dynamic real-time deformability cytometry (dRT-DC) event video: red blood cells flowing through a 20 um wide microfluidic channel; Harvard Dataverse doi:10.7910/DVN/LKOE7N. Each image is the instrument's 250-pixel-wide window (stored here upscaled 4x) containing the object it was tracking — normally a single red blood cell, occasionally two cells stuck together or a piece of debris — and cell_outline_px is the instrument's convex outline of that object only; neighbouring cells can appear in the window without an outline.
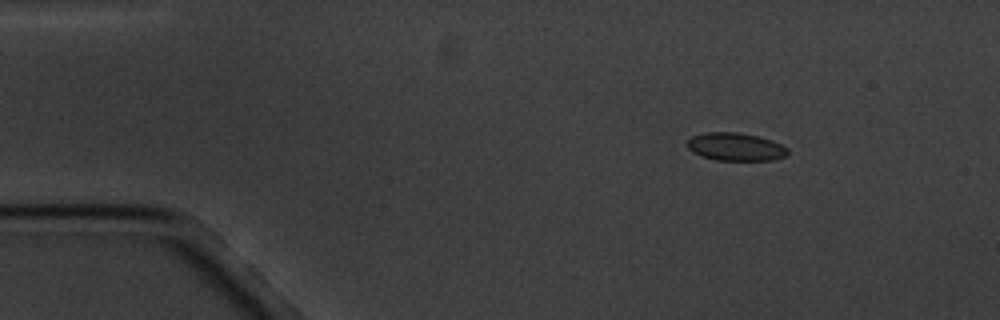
{"species": "common noctule bat (a hibernating species)", "species_latin": "Nyctalus noctula", "temperature_condition": "cold", "stored_images_in_passage": 11, "camera_frame_rate_fps": 3000, "um_per_image_px": 0.085, "animal": {"sex": "male", "body_mass_g": 20.1, "forearm_length_mm": 53.5}, "frame": {"image": 1, "passage_image": 2, "time_ms": 2.0, "image_size_px": [1000, 320], "cell_outline_px": [[788, 156], [772, 160], [716, 160], [700, 156], [692, 152], [684, 144], [692, 136], [704, 132], [736, 132], [756, 136], [772, 140], [788, 148]], "centroid_in_image_um": [62.49, 12.48], "position_along_channel_um": 22.5, "area_um2": 16.53}}
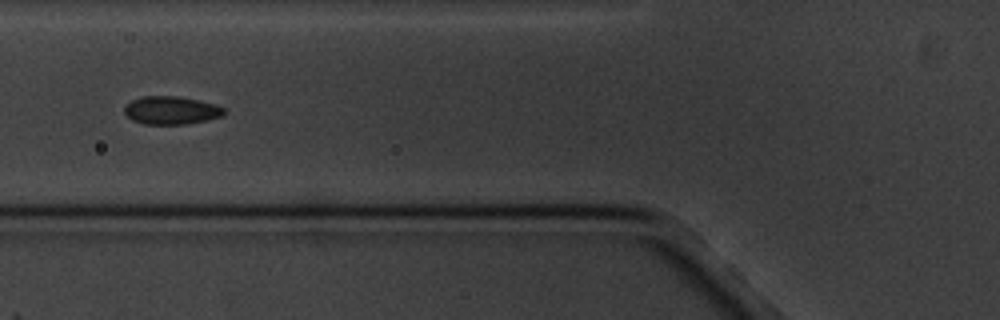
{"frame": {"image": 2, "passage_image": 6, "time_ms": 6.667, "image_size_px": [1000, 320], "cell_outline_px": [[224, 116], [184, 124], [144, 124], [132, 120], [124, 112], [124, 104], [132, 100], [144, 96], [176, 96], [196, 100], [212, 104], [224, 108]], "centroid_in_image_um": [14.49, 9.38], "position_along_channel_um": 111.3, "area_um2": 16.07}}
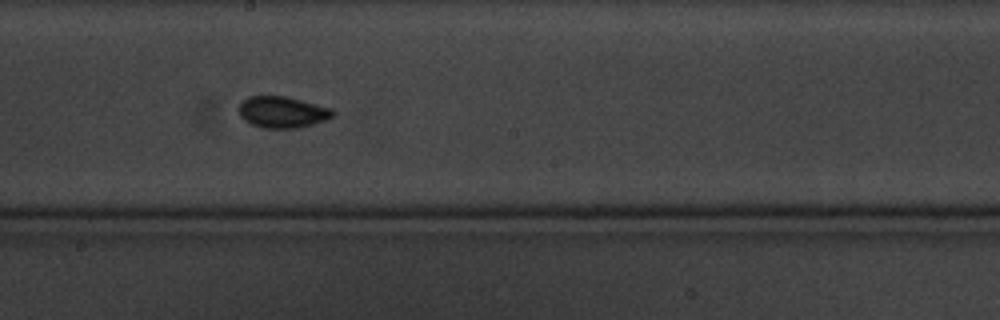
{"frame": {"image": 3, "passage_image": 9, "time_ms": 10.0, "image_size_px": [1000, 320], "cell_outline_px": [[336, 112], [328, 120], [296, 128], [264, 128], [252, 124], [244, 120], [240, 116], [240, 104], [248, 96], [284, 96], [332, 108]], "centroid_in_image_um": [24.02, 9.53], "position_along_channel_um": 224.2, "area_um2": 17.05}}